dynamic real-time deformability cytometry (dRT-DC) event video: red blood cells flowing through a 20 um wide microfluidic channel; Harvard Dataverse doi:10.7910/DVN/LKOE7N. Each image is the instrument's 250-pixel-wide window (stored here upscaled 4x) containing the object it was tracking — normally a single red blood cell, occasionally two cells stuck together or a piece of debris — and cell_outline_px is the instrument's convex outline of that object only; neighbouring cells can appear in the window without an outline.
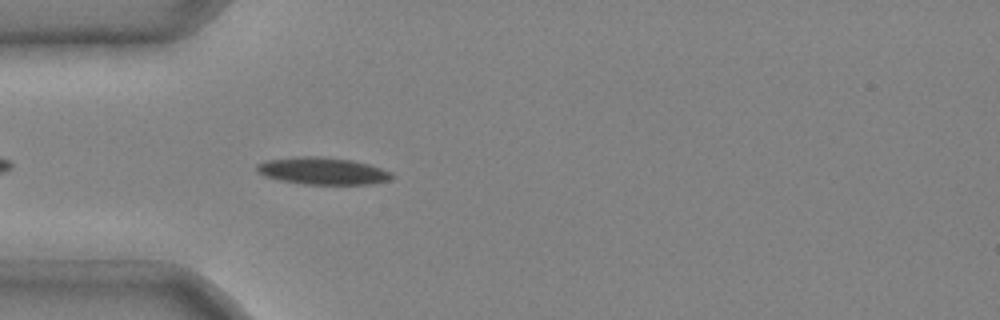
{"species": "common noctule bat (a hibernating species)", "species_latin": "Nyctalus noctula", "temperature_condition": "cold", "stored_images_in_passage": 4, "camera_frame_rate_fps": 3000, "um_per_image_px": 0.085, "animal": {"sex": "male", "body_mass_g": 20.4}, "frame": {"image": 1, "passage_image": 4, "time_ms": 1.0, "image_size_px": [1000, 320], "cell_outline_px": [[396, 176], [388, 180], [368, 184], [304, 184], [280, 180], [264, 176], [256, 172], [256, 164], [264, 160], [300, 156], [320, 156], [352, 160], [368, 164], [392, 172]], "centroid_in_image_um": [27.38, 14.52], "position_along_channel_um": 57.6, "area_um2": 21.44}}